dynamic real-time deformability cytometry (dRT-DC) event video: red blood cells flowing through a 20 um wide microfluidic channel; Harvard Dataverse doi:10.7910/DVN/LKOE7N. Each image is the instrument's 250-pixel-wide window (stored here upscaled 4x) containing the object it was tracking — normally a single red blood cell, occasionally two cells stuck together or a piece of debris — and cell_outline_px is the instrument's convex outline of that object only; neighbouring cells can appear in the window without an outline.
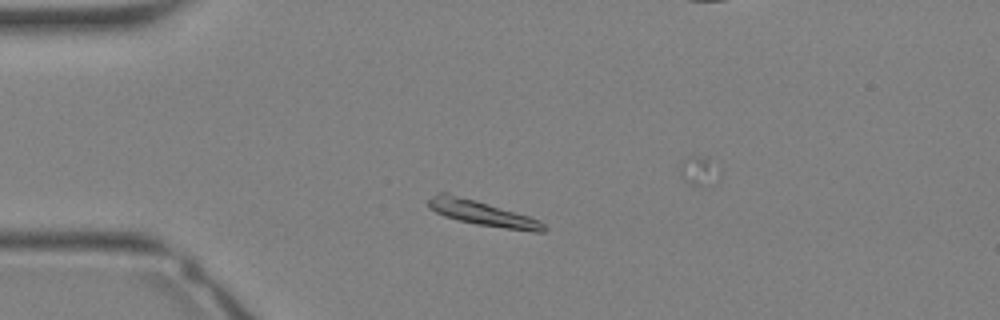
{"species": "Egyptian fruit bat (a non-hibernating species)", "species_latin": "Rousettus aegyptiacus", "temperature_condition": "warm", "stored_images_in_passage": 33, "camera_frame_rate_fps": 3000, "um_per_image_px": 0.085, "animal": {"sex": "female"}, "frame": {"image": 1, "passage_image": 7, "time_ms": 2.0, "image_size_px": [1000, 320], "cell_outline_px": [[548, 228], [544, 232], [536, 232], [504, 228], [476, 224], [456, 220], [444, 216], [428, 208], [428, 200], [432, 196], [440, 192], [448, 192], [476, 200], [528, 216], [540, 220]], "centroid_in_image_um": [40.97, 18.12], "position_along_channel_um": 44.0, "area_um2": 16.76}}
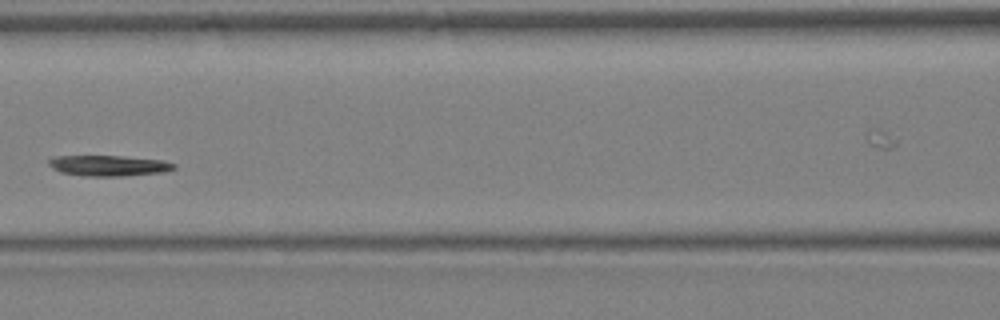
{"frame": {"image": 2, "passage_image": 14, "time_ms": 4.333, "image_size_px": [1000, 320], "cell_outline_px": [[176, 168], [164, 172], [124, 176], [84, 176], [60, 172], [52, 168], [48, 164], [48, 160], [52, 156], [124, 156], [164, 160], [176, 164]], "centroid_in_image_um": [9.25, 14.07], "position_along_channel_um": 157.4, "area_um2": 15.26}}
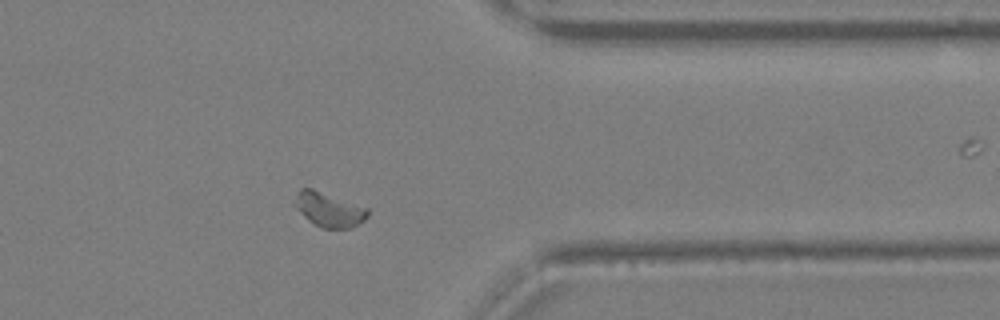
{"frame": {"image": 3, "passage_image": 26, "time_ms": 8.333, "image_size_px": [1000, 320], "cell_outline_px": [[368, 216], [364, 220], [348, 228], [320, 228], [308, 220], [292, 204], [300, 188], [312, 188], [368, 208]], "centroid_in_image_um": [27.92, 17.81], "position_along_channel_um": 383.5, "area_um2": 14.51}}